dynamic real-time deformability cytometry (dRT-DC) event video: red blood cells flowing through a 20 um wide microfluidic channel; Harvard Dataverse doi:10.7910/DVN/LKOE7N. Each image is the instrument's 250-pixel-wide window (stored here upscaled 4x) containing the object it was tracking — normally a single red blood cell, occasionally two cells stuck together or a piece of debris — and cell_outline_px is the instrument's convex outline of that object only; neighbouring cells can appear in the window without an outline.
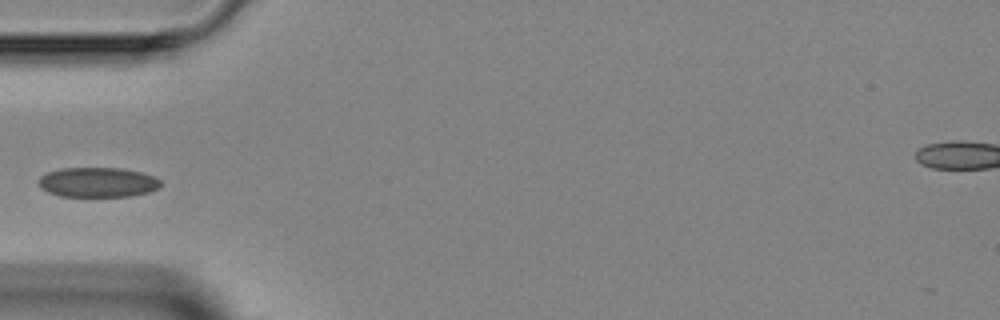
{"species": "Egyptian fruit bat (a non-hibernating species)", "species_latin": "Rousettus aegyptiacus", "temperature_condition": "room temperature", "stored_images_in_passage": 4, "camera_frame_rate_fps": 3000, "um_per_image_px": 0.085, "animal": {"sex": "female"}, "frame": {"image": 1, "passage_image": 4, "time_ms": 4.333, "image_size_px": [1000, 320], "cell_outline_px": [[160, 188], [148, 192], [132, 196], [60, 196], [48, 192], [40, 188], [40, 176], [48, 172], [60, 168], [120, 168], [140, 172], [152, 176], [160, 180]], "centroid_in_image_um": [8.3, 15.49], "position_along_channel_um": 76.7, "area_um2": 21.1}}